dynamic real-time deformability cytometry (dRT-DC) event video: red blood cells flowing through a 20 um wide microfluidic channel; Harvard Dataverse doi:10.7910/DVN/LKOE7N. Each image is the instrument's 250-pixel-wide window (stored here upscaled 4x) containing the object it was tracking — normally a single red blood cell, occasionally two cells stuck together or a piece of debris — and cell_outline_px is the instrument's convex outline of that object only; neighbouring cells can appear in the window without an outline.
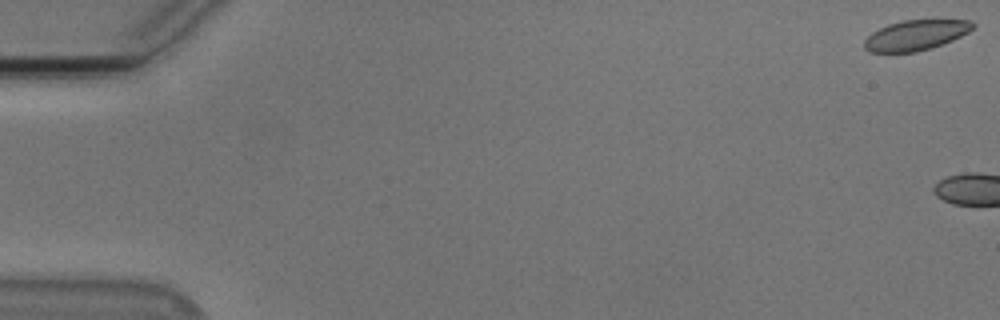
{"species": "Egyptian fruit bat (a non-hibernating species)", "species_latin": "Rousettus aegyptiacus", "temperature_condition": "cold", "stored_images_in_passage": 4, "camera_frame_rate_fps": 3000, "um_per_image_px": 0.085, "animal": {"sex": "male"}, "frame": {"image": 1, "passage_image": 1, "time_ms": 0.0, "image_size_px": [1000, 320], "cell_outline_px": [[976, 24], [968, 32], [952, 40], [932, 48], [916, 52], [868, 52], [864, 48], [864, 40], [872, 32], [888, 24], [904, 20], [972, 20]], "centroid_in_image_um": [77.83, 2.99], "position_along_channel_um": 7.2, "area_um2": 19.07}}